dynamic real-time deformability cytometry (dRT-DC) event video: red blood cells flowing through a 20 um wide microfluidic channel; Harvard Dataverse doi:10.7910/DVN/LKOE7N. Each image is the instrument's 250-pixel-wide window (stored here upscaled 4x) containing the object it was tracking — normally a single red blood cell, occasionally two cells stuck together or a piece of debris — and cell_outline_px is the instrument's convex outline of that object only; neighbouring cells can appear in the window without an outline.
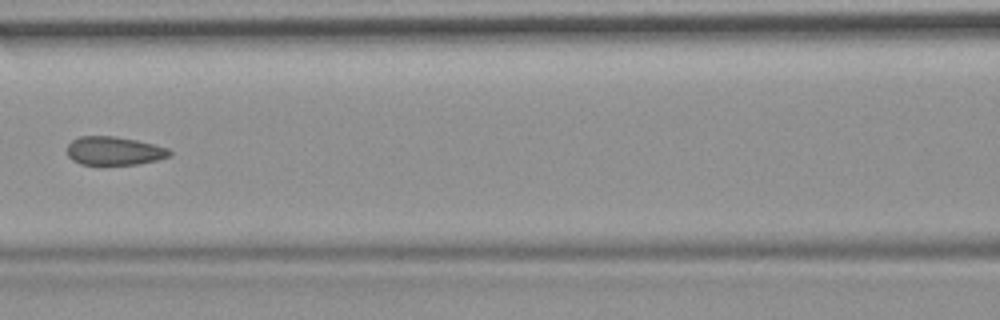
{"species": "common noctule bat (a hibernating species)", "species_latin": "Nyctalus noctula", "temperature_condition": "room temperature", "stored_images_in_passage": 7, "camera_frame_rate_fps": 3000, "um_per_image_px": 0.085, "animal": {"sex": "female", "body_mass_g": 19.9}, "frame": {"image": 1, "passage_image": 6, "time_ms": 1.667, "image_size_px": [1000, 320], "cell_outline_px": [[172, 156], [156, 160], [136, 164], [80, 164], [72, 160], [68, 156], [68, 144], [72, 140], [80, 136], [116, 136], [136, 140], [168, 148], [172, 152]], "centroid_in_image_um": [9.7, 12.82], "position_along_channel_um": 156.9, "area_um2": 16.94}}